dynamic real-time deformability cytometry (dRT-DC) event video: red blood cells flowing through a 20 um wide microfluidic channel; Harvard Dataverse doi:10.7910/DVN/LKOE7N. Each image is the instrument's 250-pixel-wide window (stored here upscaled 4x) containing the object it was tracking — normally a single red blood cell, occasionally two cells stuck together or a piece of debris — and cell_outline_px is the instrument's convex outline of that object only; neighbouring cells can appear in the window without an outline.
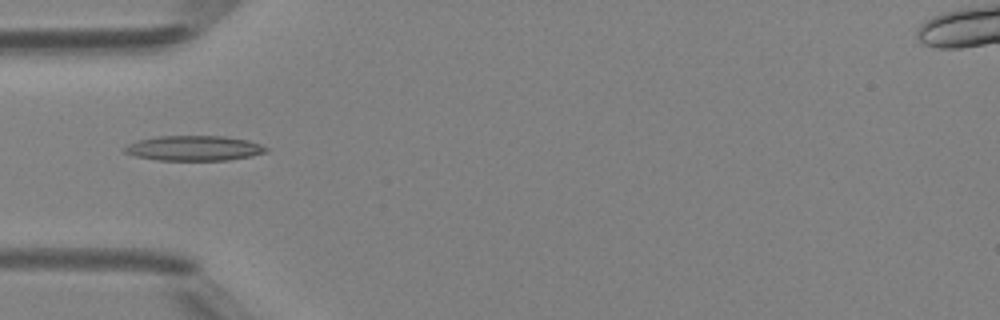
{"species": "Egyptian fruit bat (a non-hibernating species)", "species_latin": "Rousettus aegyptiacus", "temperature_condition": "room temperature", "stored_images_in_passage": 20, "camera_frame_rate_fps": 3000, "um_per_image_px": 0.085, "animal": {"sex": "female"}, "frame": {"image": 1, "passage_image": 1, "time_ms": 0.0, "image_size_px": [1000, 320], "cell_outline_px": [[268, 148], [264, 152], [252, 156], [228, 160], [160, 160], [136, 156], [124, 152], [124, 148], [128, 144], [140, 140], [160, 136], [224, 136], [248, 140], [260, 144]], "centroid_in_image_um": [16.51, 12.59], "position_along_channel_um": 68.5, "area_um2": 20.4}}
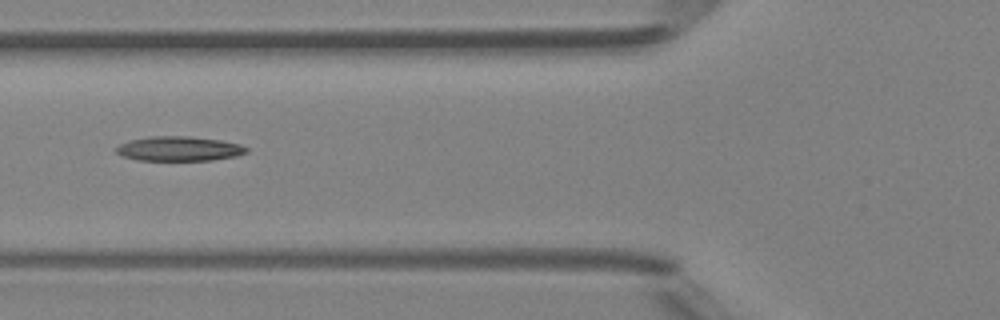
{"frame": {"image": 2, "passage_image": 4, "time_ms": 1.0, "image_size_px": [1000, 320], "cell_outline_px": [[248, 152], [236, 156], [212, 160], [136, 160], [120, 156], [116, 152], [116, 148], [120, 144], [128, 140], [148, 136], [188, 136], [220, 140], [240, 144], [248, 148]], "centroid_in_image_um": [15.19, 12.64], "position_along_channel_um": 110.6, "area_um2": 18.79}}